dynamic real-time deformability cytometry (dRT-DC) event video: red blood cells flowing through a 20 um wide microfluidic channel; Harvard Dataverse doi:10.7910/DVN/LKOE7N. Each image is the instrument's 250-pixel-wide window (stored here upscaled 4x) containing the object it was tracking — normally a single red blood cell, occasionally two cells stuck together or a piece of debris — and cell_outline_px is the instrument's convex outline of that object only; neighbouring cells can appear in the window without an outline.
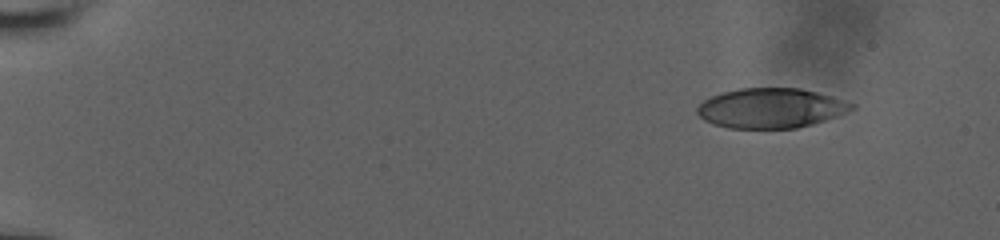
{"species": "human", "species_latin": "Homo sapiens", "temperature_condition": "room temperature", "stored_images_in_passage": 10, "camera_frame_rate_fps": 3000, "um_per_image_px": 0.085, "donor": {"sex": "male"}, "frame": {"image": 1, "passage_image": 1, "time_ms": 0.0, "image_size_px": [1000, 240], "cell_outline_px": [[856, 108], [836, 116], [812, 124], [796, 128], [728, 128], [704, 120], [696, 112], [696, 108], [704, 100], [712, 96], [724, 92], [740, 88], [800, 88], [832, 96], [856, 104]], "centroid_in_image_um": [65.54, 9.19], "position_along_channel_um": 19.5, "area_um2": 35.66}}
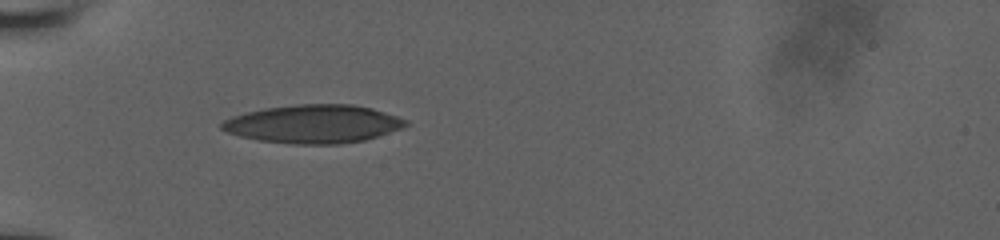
{"frame": {"image": 2, "passage_image": 6, "time_ms": 4.333, "image_size_px": [1000, 240], "cell_outline_px": [[408, 124], [404, 128], [364, 140], [340, 144], [292, 144], [260, 140], [240, 136], [228, 132], [220, 128], [220, 124], [224, 120], [232, 116], [264, 108], [296, 104], [352, 104], [372, 108], [408, 120]], "centroid_in_image_um": [26.66, 10.53], "position_along_channel_um": 58.3, "area_um2": 41.04}}
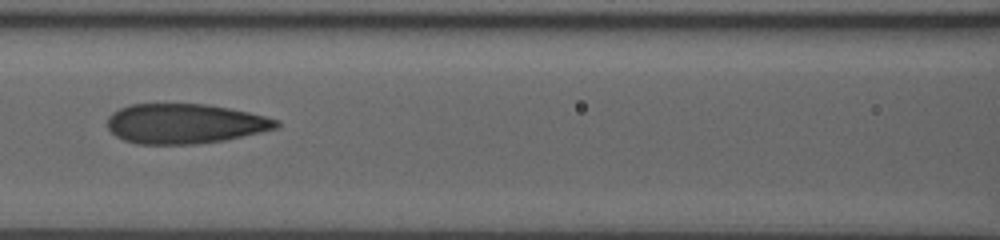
{"frame": {"image": 3, "passage_image": 9, "time_ms": 7.0, "image_size_px": [1000, 240], "cell_outline_px": [[280, 124], [276, 128], [260, 132], [224, 140], [196, 144], [136, 144], [124, 140], [116, 136], [108, 128], [108, 116], [112, 112], [120, 108], [132, 104], [204, 104], [228, 108], [248, 112], [280, 120]], "centroid_in_image_um": [15.69, 10.51], "position_along_channel_um": 150.9, "area_um2": 39.07}}